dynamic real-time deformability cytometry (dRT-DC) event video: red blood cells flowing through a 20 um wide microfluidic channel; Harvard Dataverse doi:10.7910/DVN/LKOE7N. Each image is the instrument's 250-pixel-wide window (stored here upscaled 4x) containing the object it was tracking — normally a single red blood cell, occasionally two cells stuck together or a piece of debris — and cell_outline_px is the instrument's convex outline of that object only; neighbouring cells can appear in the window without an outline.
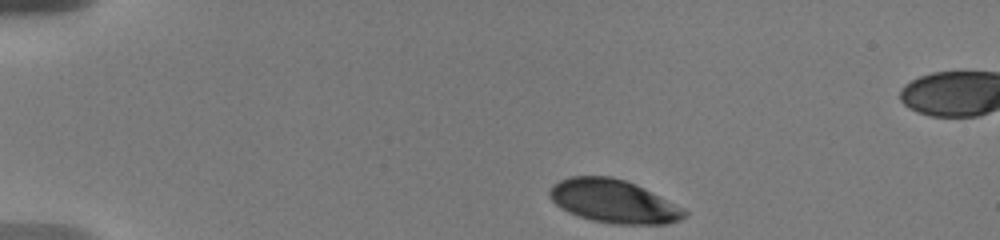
{"species": "human", "species_latin": "Homo sapiens", "temperature_condition": "warm", "stored_images_in_passage": 63, "camera_frame_rate_fps": 3000, "um_per_image_px": 0.085, "donor": {"sex": "male"}, "frame": {"image": 1, "passage_image": 1, "time_ms": 0.0, "image_size_px": [1000, 240], "cell_outline_px": [[688, 216], [680, 220], [668, 224], [612, 224], [592, 220], [568, 212], [556, 204], [548, 196], [548, 192], [552, 184], [568, 176], [612, 176], [636, 184], [684, 208], [688, 212]], "centroid_in_image_um": [52.16, 17.11], "position_along_channel_um": 32.8, "area_um2": 34.16}}
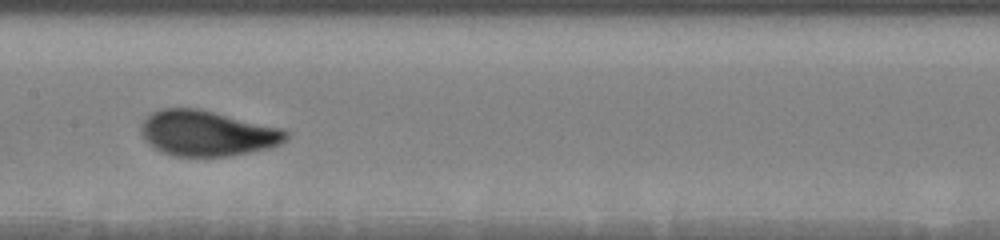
{"frame": {"image": 2, "passage_image": 20, "time_ms": 6.333, "image_size_px": [1000, 240], "cell_outline_px": [[288, 140], [272, 148], [228, 156], [176, 156], [160, 152], [144, 140], [140, 132], [140, 124], [152, 112], [160, 108], [196, 108], [284, 128], [288, 132]], "centroid_in_image_um": [17.62, 11.33], "position_along_channel_um": 189.8, "area_um2": 38.73}}
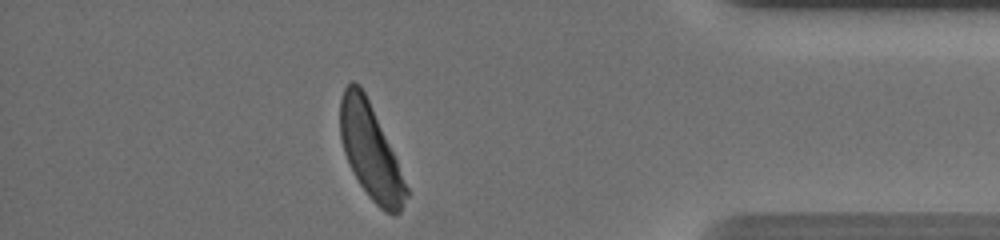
{"frame": {"image": 3, "passage_image": 47, "time_ms": 13.0, "image_size_px": [1000, 240], "cell_outline_px": [[408, 196], [400, 212], [396, 216], [392, 216], [384, 212], [368, 196], [360, 184], [344, 152], [340, 140], [340, 100], [344, 88], [352, 80], [360, 84], [368, 100], [396, 160], [408, 188]], "centroid_in_image_um": [31.48, 12.9], "position_along_channel_um": 403.7, "area_um2": 35.78}, "authors_computed_cell_mechanics": {"area_um2": 37.1654, "velocity_mm_per_s": 3.6232, "shape_relaxation_time_tau1_ms": 2.9766, "shape_relaxation_time_tau2_ms": null, "deformation_change_tau1": 0.1356, "deformation_change_tau2": null}}